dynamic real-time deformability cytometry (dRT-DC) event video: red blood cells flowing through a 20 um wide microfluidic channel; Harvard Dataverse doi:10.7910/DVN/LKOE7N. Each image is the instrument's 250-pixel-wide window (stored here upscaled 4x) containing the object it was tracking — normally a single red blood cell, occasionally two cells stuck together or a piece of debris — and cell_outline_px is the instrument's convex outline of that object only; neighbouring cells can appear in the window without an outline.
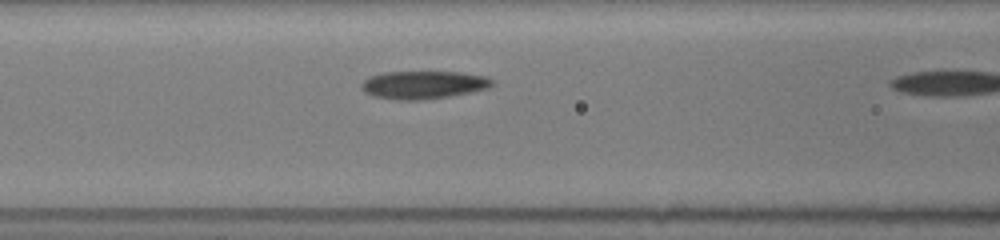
{"species": "common noctule bat (a hibernating species)", "species_latin": "Nyctalus noctula", "temperature_condition": "room temperature", "stored_images_in_passage": 10, "camera_frame_rate_fps": 3000, "um_per_image_px": 0.085, "animal": {"sex": "female", "body_mass_g": 19.5, "forearm_length_mm": 54.1}, "frame": {"image": 1, "passage_image": 9, "time_ms": 2.667, "image_size_px": [1000, 240], "cell_outline_px": [[492, 84], [488, 88], [448, 96], [420, 100], [396, 100], [372, 96], [364, 92], [360, 88], [360, 84], [364, 80], [372, 76], [384, 72], [456, 72], [484, 76], [492, 80]], "centroid_in_image_um": [35.91, 7.21], "position_along_channel_um": 130.7, "area_um2": 21.04}}